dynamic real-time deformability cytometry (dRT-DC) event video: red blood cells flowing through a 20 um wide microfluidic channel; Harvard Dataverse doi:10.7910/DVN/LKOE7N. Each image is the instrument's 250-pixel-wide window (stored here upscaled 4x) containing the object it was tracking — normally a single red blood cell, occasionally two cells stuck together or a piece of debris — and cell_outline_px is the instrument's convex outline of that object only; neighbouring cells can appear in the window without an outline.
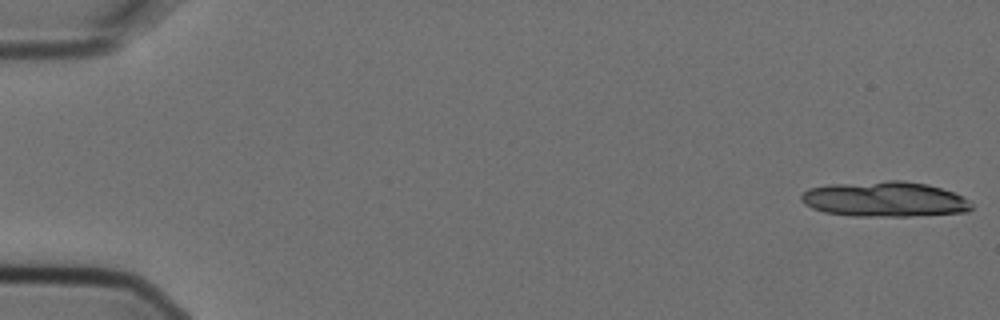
{"species": "Egyptian fruit bat (a non-hibernating species)", "species_latin": "Rousettus aegyptiacus", "temperature_condition": "cold", "stored_images_in_passage": 7, "camera_frame_rate_fps": 3000, "um_per_image_px": 0.085, "animal": {"sex": "female"}, "frame": {"image": 1, "passage_image": 1, "time_ms": 0.0, "image_size_px": [1000, 320], "cell_outline_px": [[972, 208], [968, 212], [908, 216], [852, 216], [824, 212], [812, 208], [804, 204], [800, 200], [800, 196], [808, 188], [828, 184], [888, 180], [904, 180], [928, 184], [952, 192], [968, 200], [972, 204]], "centroid_in_image_um": [75.16, 16.93], "position_along_channel_um": 9.8, "area_um2": 35.14}}
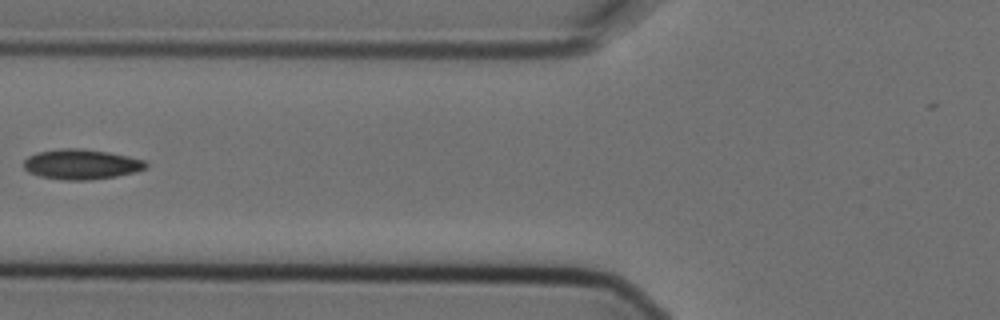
{"frame": {"image": 2, "passage_image": 6, "time_ms": 1.667, "image_size_px": [1000, 320], "cell_outline_px": [[148, 164], [144, 168], [136, 172], [116, 176], [88, 180], [64, 180], [40, 176], [28, 172], [24, 168], [24, 160], [28, 156], [36, 152], [60, 148], [80, 148], [108, 152], [128, 156], [144, 160]], "centroid_in_image_um": [6.88, 13.96], "position_along_channel_um": 118.9, "area_um2": 21.44}}
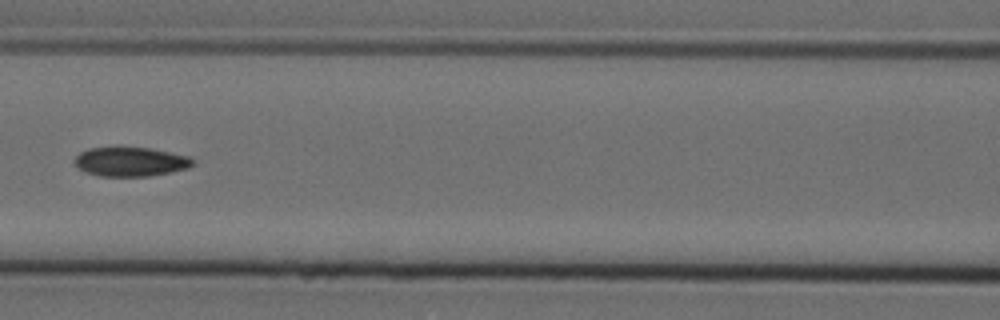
{"frame": {"image": 3, "passage_image": 7, "time_ms": 2.0, "image_size_px": [1000, 320], "cell_outline_px": [[196, 160], [188, 168], [172, 172], [148, 176], [100, 176], [84, 172], [72, 160], [80, 152], [88, 148], [120, 144], [152, 148], [188, 156]], "centroid_in_image_um": [11.06, 13.69], "position_along_channel_um": 155.5, "area_um2": 20.98}}